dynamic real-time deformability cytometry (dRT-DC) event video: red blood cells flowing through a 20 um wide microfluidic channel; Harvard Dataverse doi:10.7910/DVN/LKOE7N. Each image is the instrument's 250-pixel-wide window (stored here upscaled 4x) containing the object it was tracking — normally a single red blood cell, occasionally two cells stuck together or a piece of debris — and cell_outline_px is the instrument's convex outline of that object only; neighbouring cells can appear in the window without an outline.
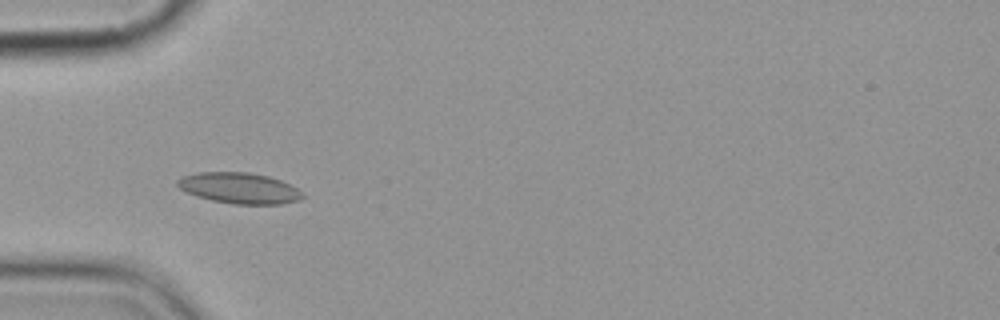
{"species": "common noctule bat (a hibernating species)", "species_latin": "Nyctalus noctula", "temperature_condition": "cold", "stored_images_in_passage": 6, "camera_frame_rate_fps": 3000, "um_per_image_px": 0.085, "animal": {"sex": "female", "body_mass_g": 19.9}, "frame": {"image": 1, "passage_image": 5, "time_ms": 4.667, "image_size_px": [1000, 320], "cell_outline_px": [[304, 196], [300, 200], [280, 204], [232, 204], [212, 200], [196, 196], [180, 188], [176, 184], [176, 180], [180, 176], [196, 172], [248, 172], [268, 176], [280, 180], [304, 192]], "centroid_in_image_um": [20.32, 15.98], "position_along_channel_um": 64.7, "area_um2": 22.6}}
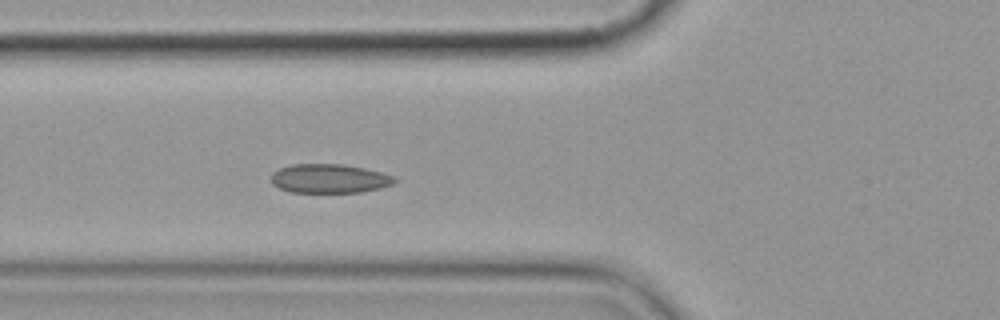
{"frame": {"image": 2, "passage_image": 6, "time_ms": 5.667, "image_size_px": [1000, 320], "cell_outline_px": [[396, 180], [392, 184], [380, 188], [360, 192], [292, 192], [280, 188], [272, 184], [272, 172], [280, 168], [292, 164], [340, 164], [364, 168], [396, 176]], "centroid_in_image_um": [28.0, 15.17], "position_along_channel_um": 97.8, "area_um2": 20.75}}